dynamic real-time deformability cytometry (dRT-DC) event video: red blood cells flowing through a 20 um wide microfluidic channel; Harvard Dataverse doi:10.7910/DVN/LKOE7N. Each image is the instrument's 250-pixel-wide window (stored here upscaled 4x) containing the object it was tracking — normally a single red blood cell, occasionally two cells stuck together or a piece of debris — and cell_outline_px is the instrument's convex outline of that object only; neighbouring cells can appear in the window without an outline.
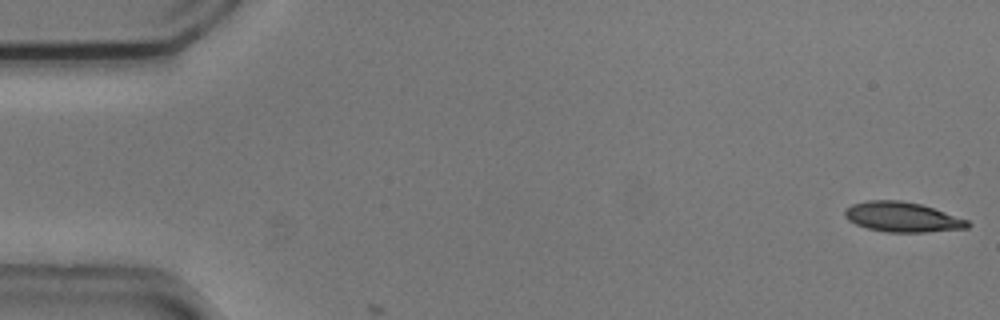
{"species": "common noctule bat (a hibernating species)", "species_latin": "Nyctalus noctula", "temperature_condition": "cold", "stored_images_in_passage": 3, "camera_frame_rate_fps": 3000, "um_per_image_px": 0.085, "animal": {"sex": "male", "body_mass_g": 20.5, "forearm_length_mm": 52.5}, "frame": {"image": 1, "passage_image": 1, "time_ms": 0.0, "image_size_px": [1000, 320], "cell_outline_px": [[972, 224], [968, 228], [924, 232], [888, 232], [868, 228], [856, 224], [848, 220], [844, 216], [844, 208], [852, 204], [868, 200], [900, 200], [920, 204], [968, 220]], "centroid_in_image_um": [76.67, 18.44], "position_along_channel_um": 8.3, "area_um2": 21.33}}